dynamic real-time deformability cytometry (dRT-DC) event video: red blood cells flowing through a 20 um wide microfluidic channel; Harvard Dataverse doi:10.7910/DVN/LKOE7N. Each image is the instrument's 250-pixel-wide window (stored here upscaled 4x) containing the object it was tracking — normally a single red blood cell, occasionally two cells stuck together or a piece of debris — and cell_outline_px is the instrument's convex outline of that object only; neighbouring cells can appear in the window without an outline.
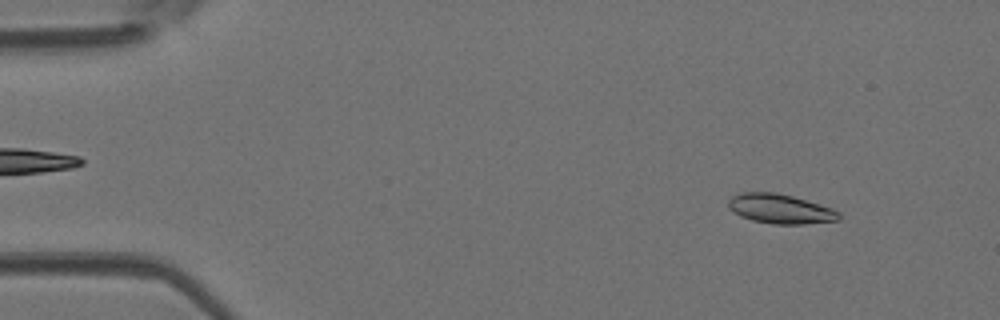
{"species": "Egyptian fruit bat (a non-hibernating species)", "species_latin": "Rousettus aegyptiacus", "temperature_condition": "room temperature", "stored_images_in_passage": 7, "camera_frame_rate_fps": 3000, "um_per_image_px": 0.085, "animal": {"sex": "female"}, "frame": {"image": 1, "passage_image": 4, "time_ms": 1.0, "image_size_px": [1000, 320], "cell_outline_px": [[840, 220], [804, 224], [772, 224], [752, 220], [740, 216], [728, 208], [728, 200], [732, 196], [740, 192], [776, 192], [792, 196], [832, 208], [840, 212]], "centroid_in_image_um": [66.31, 17.75], "position_along_channel_um": 18.7, "area_um2": 19.07}}